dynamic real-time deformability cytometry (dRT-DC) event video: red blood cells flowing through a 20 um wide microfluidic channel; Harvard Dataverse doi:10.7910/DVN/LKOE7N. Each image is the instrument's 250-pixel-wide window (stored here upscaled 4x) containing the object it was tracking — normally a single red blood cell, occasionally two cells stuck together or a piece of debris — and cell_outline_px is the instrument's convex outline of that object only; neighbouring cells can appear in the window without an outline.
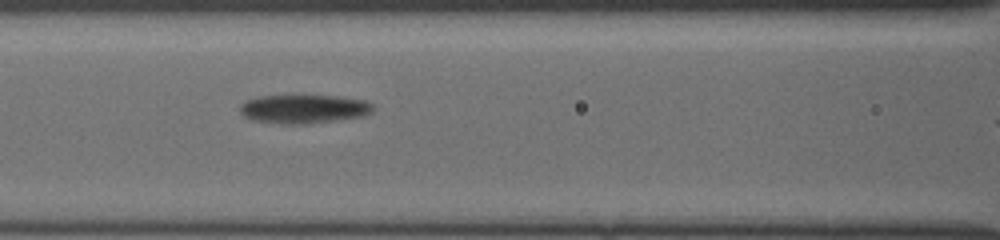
{"species": "common noctule bat (a hibernating species)", "species_latin": "Nyctalus noctula", "temperature_condition": "cold", "stored_images_in_passage": 35, "camera_frame_rate_fps": 3000, "um_per_image_px": 0.085, "animal": {"sex": "female", "body_mass_g": 19.5, "forearm_length_mm": 54.1}, "frame": {"image": 1, "passage_image": 18, "time_ms": 5.667, "image_size_px": [1000, 240], "cell_outline_px": [[376, 108], [372, 112], [364, 116], [304, 124], [284, 124], [256, 120], [244, 116], [240, 112], [240, 104], [244, 100], [260, 96], [340, 96], [364, 100], [372, 104]], "centroid_in_image_um": [25.84, 9.25], "position_along_channel_um": 140.8, "area_um2": 22.2}}
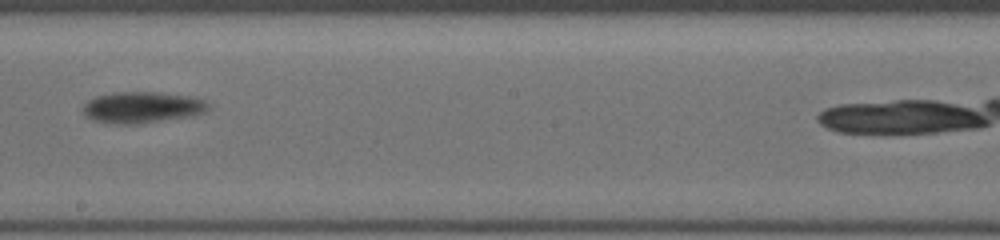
{"frame": {"image": 2, "passage_image": 25, "time_ms": 8.0, "image_size_px": [1000, 240], "cell_outline_px": [[208, 108], [204, 112], [196, 116], [136, 124], [116, 124], [96, 120], [88, 116], [84, 112], [84, 104], [88, 100], [96, 96], [112, 92], [156, 92], [188, 96], [204, 100], [208, 104]], "centroid_in_image_um": [12.11, 9.12], "position_along_channel_um": 236.1, "area_um2": 22.72}}
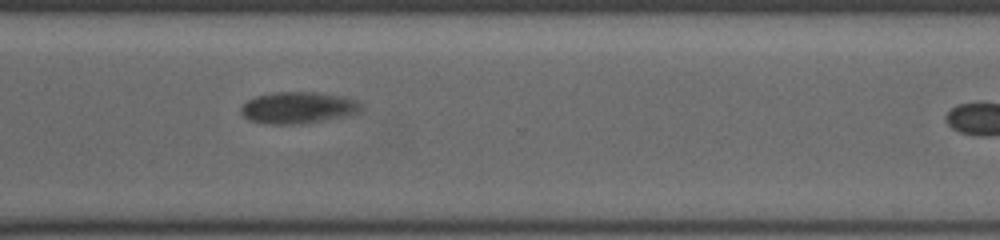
{"frame": {"image": 3, "passage_image": 33, "time_ms": 10.667, "image_size_px": [1000, 240], "cell_outline_px": [[364, 108], [360, 112], [344, 116], [300, 124], [272, 124], [252, 120], [244, 116], [240, 112], [240, 108], [248, 100], [256, 96], [272, 92], [320, 92], [340, 96], [356, 100], [364, 104]], "centroid_in_image_um": [25.38, 9.14], "position_along_channel_um": 345.2, "area_um2": 22.08}}